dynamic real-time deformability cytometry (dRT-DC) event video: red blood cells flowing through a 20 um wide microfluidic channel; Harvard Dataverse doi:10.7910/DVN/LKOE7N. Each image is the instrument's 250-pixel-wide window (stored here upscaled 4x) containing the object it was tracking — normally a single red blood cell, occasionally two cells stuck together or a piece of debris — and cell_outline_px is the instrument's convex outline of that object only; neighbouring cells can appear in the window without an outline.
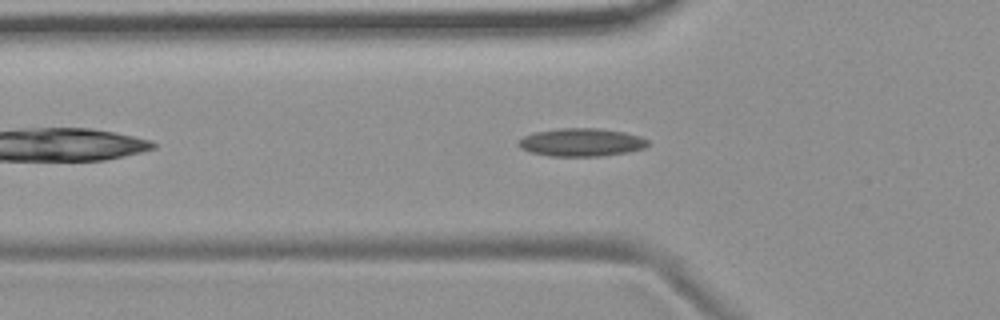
{"species": "common noctule bat (a hibernating species)", "species_latin": "Nyctalus noctula", "temperature_condition": "room temperature", "stored_images_in_passage": 5, "camera_frame_rate_fps": 3000, "um_per_image_px": 0.085, "animal": {"sex": "female", "body_mass_g": 19.9}, "frame": {"image": 1, "passage_image": 5, "time_ms": 5.0, "image_size_px": [1000, 320], "cell_outline_px": [[648, 144], [644, 148], [628, 152], [600, 156], [548, 156], [528, 152], [520, 148], [516, 144], [516, 140], [524, 136], [536, 132], [560, 128], [600, 128], [624, 132], [640, 136], [648, 140]], "centroid_in_image_um": [49.37, 12.1], "position_along_channel_um": 76.4, "area_um2": 21.33}}